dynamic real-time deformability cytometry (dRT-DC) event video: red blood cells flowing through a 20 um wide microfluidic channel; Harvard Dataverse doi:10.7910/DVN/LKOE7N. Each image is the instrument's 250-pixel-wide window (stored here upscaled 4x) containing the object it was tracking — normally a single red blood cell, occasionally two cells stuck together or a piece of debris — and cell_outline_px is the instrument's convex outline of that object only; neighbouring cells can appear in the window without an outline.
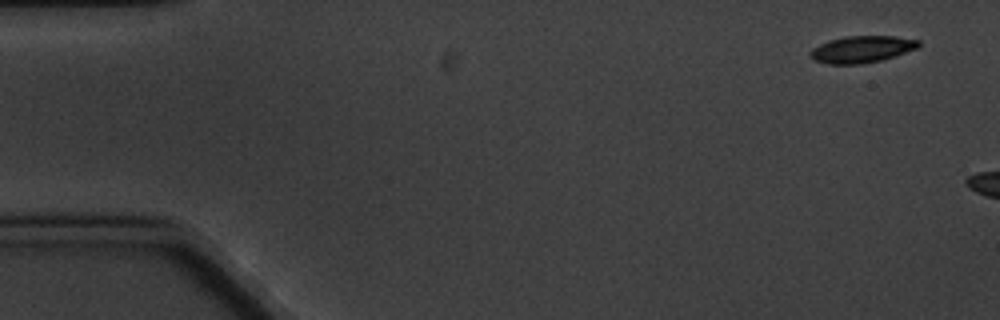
{"species": "common noctule bat (a hibernating species)", "species_latin": "Nyctalus noctula", "temperature_condition": "cold", "stored_images_in_passage": 3, "camera_frame_rate_fps": 3000, "um_per_image_px": 0.085, "animal": {"sex": "male", "body_mass_g": 20.1, "forearm_length_mm": 53.5}, "frame": {"image": 1, "passage_image": 1, "time_ms": 0.0, "image_size_px": [1000, 320], "cell_outline_px": [[920, 44], [916, 48], [880, 60], [860, 64], [828, 64], [816, 60], [808, 56], [808, 52], [812, 48], [828, 40], [844, 36], [892, 36], [920, 40]], "centroid_in_image_um": [73.18, 4.18], "position_along_channel_um": 11.8, "area_um2": 16.76}}